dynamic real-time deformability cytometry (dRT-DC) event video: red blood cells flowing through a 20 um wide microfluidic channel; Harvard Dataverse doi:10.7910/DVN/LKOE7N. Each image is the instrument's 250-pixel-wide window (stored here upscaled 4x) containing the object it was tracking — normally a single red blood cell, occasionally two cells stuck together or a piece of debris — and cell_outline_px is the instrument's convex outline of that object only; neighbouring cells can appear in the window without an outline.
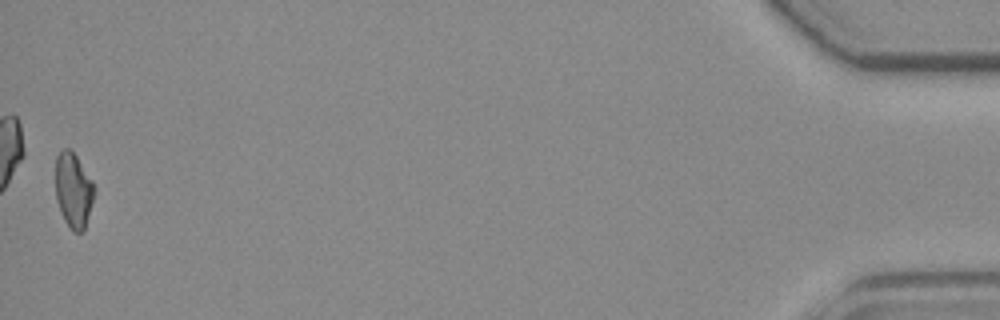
{"species": "common noctule bat (a hibernating species)", "species_latin": "Nyctalus noctula", "temperature_condition": "room temperature", "stored_images_in_passage": 53, "camera_frame_rate_fps": 3000, "um_per_image_px": 0.085, "animal": {"sex": "female", "body_mass_g": 19.3, "forearm_length_mm": 54.1}, "frame": {"image": 1, "passage_image": 53, "time_ms": 17.333, "image_size_px": [1000, 320], "cell_outline_px": [[96, 188], [84, 228], [80, 232], [72, 232], [64, 220], [60, 212], [56, 200], [56, 156], [64, 148], [68, 148], [76, 156], [92, 180]], "centroid_in_image_um": [6.23, 16.17], "position_along_channel_um": 429.0, "area_um2": 16.76}, "authors_computed_cell_mechanics": {"area_um2": 17.629, "velocity_mm_per_s": 3.7499, "shape_relaxation_time_tau1_ms": 7.8117, "shape_relaxation_time_tau2_ms": 5.8047, "deformation_change_tau1": 0.1864, "deformation_change_tau2": 0.1223}}